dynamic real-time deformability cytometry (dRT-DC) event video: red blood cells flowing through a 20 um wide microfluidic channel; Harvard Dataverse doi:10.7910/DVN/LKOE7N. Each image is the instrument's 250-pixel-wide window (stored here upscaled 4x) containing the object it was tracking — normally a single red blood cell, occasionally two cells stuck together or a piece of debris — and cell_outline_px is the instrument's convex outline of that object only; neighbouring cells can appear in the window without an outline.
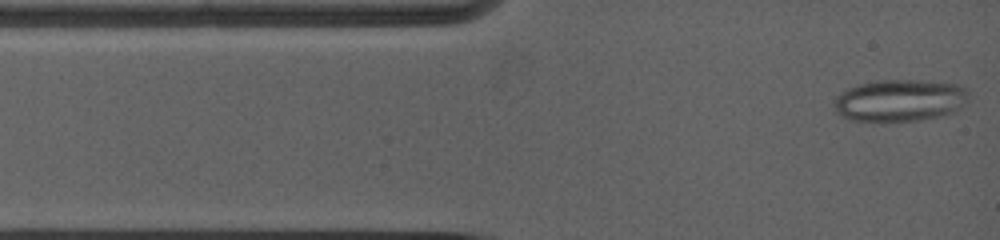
{"species": "common noctule bat (a hibernating species)", "species_latin": "Nyctalus noctula", "temperature_condition": "warm", "stored_images_in_passage": 9, "camera_frame_rate_fps": 5000, "um_per_image_px": 0.085, "animal": {"sex": "female", "body_mass_g": 19.0, "forearm_length_mm": 53.3}, "frame": {"image": 1, "passage_image": 1, "time_ms": 0.0, "image_size_px": [1000, 240], "cell_outline_px": [[964, 88], [944, 112], [932, 116], [908, 120], [860, 120], [844, 116], [836, 108], [836, 100], [848, 88], [860, 84], [876, 80], [920, 80], [956, 84]], "centroid_in_image_um": [76.24, 8.48], "position_along_channel_um": 8.8, "area_um2": 29.71}}
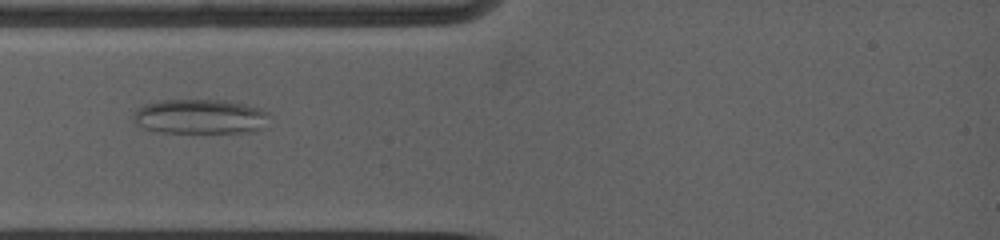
{"frame": {"image": 2, "passage_image": 7, "time_ms": 2.6, "image_size_px": [1000, 240], "cell_outline_px": [[264, 112], [256, 128], [232, 132], [164, 132], [144, 128], [140, 124], [136, 116], [136, 112], [144, 104], [160, 100], [224, 100], [256, 108]], "centroid_in_image_um": [16.83, 9.88], "position_along_channel_um": 68.2, "area_um2": 25.55}}